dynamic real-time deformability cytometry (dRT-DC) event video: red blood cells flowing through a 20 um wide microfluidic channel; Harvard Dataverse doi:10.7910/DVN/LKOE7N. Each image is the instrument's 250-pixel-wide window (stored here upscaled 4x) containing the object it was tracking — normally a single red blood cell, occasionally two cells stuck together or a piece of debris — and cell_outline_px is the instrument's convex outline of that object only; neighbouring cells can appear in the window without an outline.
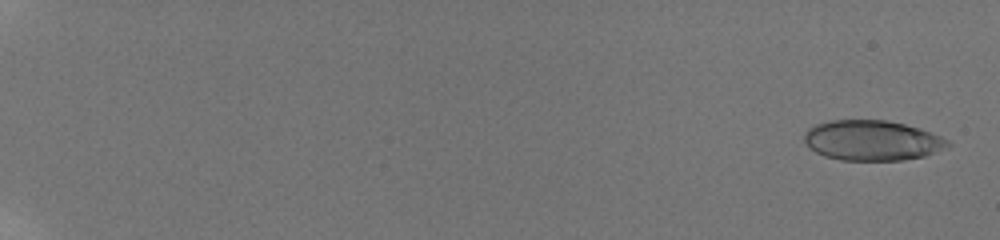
{"species": "human", "species_latin": "Homo sapiens", "temperature_condition": "room temperature", "stored_images_in_passage": 47, "camera_frame_rate_fps": 3000, "um_per_image_px": 0.085, "donor": {"sex": "male"}, "frame": {"image": 1, "passage_image": 2, "time_ms": 0.333, "image_size_px": [1000, 240], "cell_outline_px": [[952, 144], [924, 156], [904, 160], [840, 160], [824, 156], [816, 152], [804, 140], [804, 132], [808, 128], [816, 124], [828, 120], [888, 120], [920, 128], [932, 132], [948, 140]], "centroid_in_image_um": [74.12, 11.93], "position_along_channel_um": 10.9, "area_um2": 33.58}}
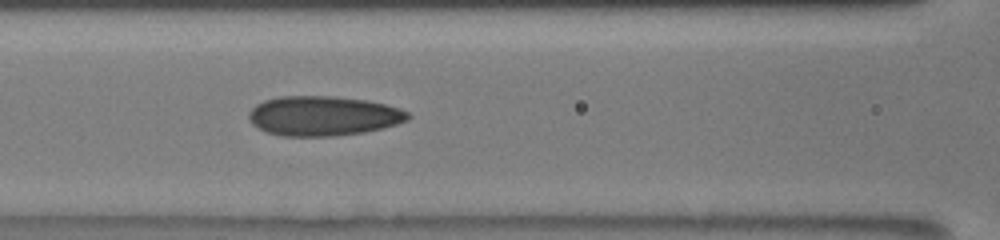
{"frame": {"image": 2, "passage_image": 27, "time_ms": 9.667, "image_size_px": [1000, 240], "cell_outline_px": [[412, 116], [408, 120], [384, 128], [364, 132], [336, 136], [280, 136], [268, 132], [252, 124], [248, 116], [248, 112], [256, 104], [264, 100], [280, 96], [336, 96], [368, 100], [400, 108], [408, 112]], "centroid_in_image_um": [27.49, 9.85], "position_along_channel_um": 139.1, "area_um2": 37.05}}
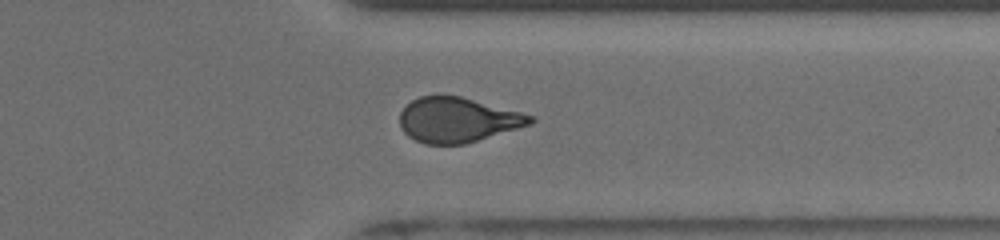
{"frame": {"image": 3, "passage_image": 41, "time_ms": 15.667, "image_size_px": [1000, 240], "cell_outline_px": [[536, 120], [532, 124], [464, 144], [424, 144], [408, 136], [400, 128], [400, 112], [412, 100], [420, 96], [436, 92], [460, 96], [536, 116]], "centroid_in_image_um": [38.88, 10.16], "position_along_channel_um": 372.5, "area_um2": 34.56}, "authors_computed_cell_mechanics": {"area_um2": 35.1424, "velocity_mm_per_s": 3.8968, "shape_relaxation_time_tau1_ms": 9.6095, "shape_relaxation_time_tau2_ms": 1.5054, "deformation_change_tau1": 0.2303, "deformation_change_tau2": 0.0913}}